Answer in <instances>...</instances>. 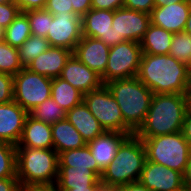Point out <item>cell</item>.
I'll return each mask as SVG.
<instances>
[{
	"instance_id": "1",
	"label": "cell",
	"mask_w": 191,
	"mask_h": 191,
	"mask_svg": "<svg viewBox=\"0 0 191 191\" xmlns=\"http://www.w3.org/2000/svg\"><path fill=\"white\" fill-rule=\"evenodd\" d=\"M137 77L154 94H188L190 76L186 63L169 54H142Z\"/></svg>"
},
{
	"instance_id": "2",
	"label": "cell",
	"mask_w": 191,
	"mask_h": 191,
	"mask_svg": "<svg viewBox=\"0 0 191 191\" xmlns=\"http://www.w3.org/2000/svg\"><path fill=\"white\" fill-rule=\"evenodd\" d=\"M189 105L187 94H153L145 121L135 134L155 137L182 131Z\"/></svg>"
},
{
	"instance_id": "3",
	"label": "cell",
	"mask_w": 191,
	"mask_h": 191,
	"mask_svg": "<svg viewBox=\"0 0 191 191\" xmlns=\"http://www.w3.org/2000/svg\"><path fill=\"white\" fill-rule=\"evenodd\" d=\"M121 109L123 133L135 134L145 121L153 92L137 76L105 84Z\"/></svg>"
},
{
	"instance_id": "4",
	"label": "cell",
	"mask_w": 191,
	"mask_h": 191,
	"mask_svg": "<svg viewBox=\"0 0 191 191\" xmlns=\"http://www.w3.org/2000/svg\"><path fill=\"white\" fill-rule=\"evenodd\" d=\"M146 160L142 139L131 134L121 143L115 158L103 170L100 181L103 186L114 188L137 182Z\"/></svg>"
},
{
	"instance_id": "5",
	"label": "cell",
	"mask_w": 191,
	"mask_h": 191,
	"mask_svg": "<svg viewBox=\"0 0 191 191\" xmlns=\"http://www.w3.org/2000/svg\"><path fill=\"white\" fill-rule=\"evenodd\" d=\"M16 167L20 184H55L58 153L53 148L16 147Z\"/></svg>"
},
{
	"instance_id": "6",
	"label": "cell",
	"mask_w": 191,
	"mask_h": 191,
	"mask_svg": "<svg viewBox=\"0 0 191 191\" xmlns=\"http://www.w3.org/2000/svg\"><path fill=\"white\" fill-rule=\"evenodd\" d=\"M139 138L144 143L147 161L184 173L191 153V145L182 131Z\"/></svg>"
},
{
	"instance_id": "7",
	"label": "cell",
	"mask_w": 191,
	"mask_h": 191,
	"mask_svg": "<svg viewBox=\"0 0 191 191\" xmlns=\"http://www.w3.org/2000/svg\"><path fill=\"white\" fill-rule=\"evenodd\" d=\"M52 78L23 68L13 76V100L28 113L51 97Z\"/></svg>"
},
{
	"instance_id": "8",
	"label": "cell",
	"mask_w": 191,
	"mask_h": 191,
	"mask_svg": "<svg viewBox=\"0 0 191 191\" xmlns=\"http://www.w3.org/2000/svg\"><path fill=\"white\" fill-rule=\"evenodd\" d=\"M142 49L140 43L123 41L110 47L108 63L104 72V85L112 80L138 75Z\"/></svg>"
},
{
	"instance_id": "9",
	"label": "cell",
	"mask_w": 191,
	"mask_h": 191,
	"mask_svg": "<svg viewBox=\"0 0 191 191\" xmlns=\"http://www.w3.org/2000/svg\"><path fill=\"white\" fill-rule=\"evenodd\" d=\"M83 101L105 131L123 133L121 109L106 85L84 94Z\"/></svg>"
},
{
	"instance_id": "10",
	"label": "cell",
	"mask_w": 191,
	"mask_h": 191,
	"mask_svg": "<svg viewBox=\"0 0 191 191\" xmlns=\"http://www.w3.org/2000/svg\"><path fill=\"white\" fill-rule=\"evenodd\" d=\"M150 14L121 7L113 11L115 45L123 41L140 43L150 25Z\"/></svg>"
},
{
	"instance_id": "11",
	"label": "cell",
	"mask_w": 191,
	"mask_h": 191,
	"mask_svg": "<svg viewBox=\"0 0 191 191\" xmlns=\"http://www.w3.org/2000/svg\"><path fill=\"white\" fill-rule=\"evenodd\" d=\"M46 39L51 47L74 51L82 39V17L73 12L54 15Z\"/></svg>"
},
{
	"instance_id": "12",
	"label": "cell",
	"mask_w": 191,
	"mask_h": 191,
	"mask_svg": "<svg viewBox=\"0 0 191 191\" xmlns=\"http://www.w3.org/2000/svg\"><path fill=\"white\" fill-rule=\"evenodd\" d=\"M139 182L151 191H176L184 186L181 172L147 160Z\"/></svg>"
},
{
	"instance_id": "13",
	"label": "cell",
	"mask_w": 191,
	"mask_h": 191,
	"mask_svg": "<svg viewBox=\"0 0 191 191\" xmlns=\"http://www.w3.org/2000/svg\"><path fill=\"white\" fill-rule=\"evenodd\" d=\"M110 47L99 39L84 37L78 42L73 51L84 65L101 77L104 85V72L108 63Z\"/></svg>"
},
{
	"instance_id": "14",
	"label": "cell",
	"mask_w": 191,
	"mask_h": 191,
	"mask_svg": "<svg viewBox=\"0 0 191 191\" xmlns=\"http://www.w3.org/2000/svg\"><path fill=\"white\" fill-rule=\"evenodd\" d=\"M191 9V0L154 7L150 13L151 24L172 33L183 32Z\"/></svg>"
},
{
	"instance_id": "15",
	"label": "cell",
	"mask_w": 191,
	"mask_h": 191,
	"mask_svg": "<svg viewBox=\"0 0 191 191\" xmlns=\"http://www.w3.org/2000/svg\"><path fill=\"white\" fill-rule=\"evenodd\" d=\"M112 21L113 11L91 8L82 16V36L99 39L109 47L115 46Z\"/></svg>"
},
{
	"instance_id": "16",
	"label": "cell",
	"mask_w": 191,
	"mask_h": 191,
	"mask_svg": "<svg viewBox=\"0 0 191 191\" xmlns=\"http://www.w3.org/2000/svg\"><path fill=\"white\" fill-rule=\"evenodd\" d=\"M29 113L14 100L0 104V141L17 146Z\"/></svg>"
},
{
	"instance_id": "17",
	"label": "cell",
	"mask_w": 191,
	"mask_h": 191,
	"mask_svg": "<svg viewBox=\"0 0 191 191\" xmlns=\"http://www.w3.org/2000/svg\"><path fill=\"white\" fill-rule=\"evenodd\" d=\"M60 78L67 81L83 95L99 89L103 85L101 77L92 69L84 65L73 54L62 69Z\"/></svg>"
},
{
	"instance_id": "18",
	"label": "cell",
	"mask_w": 191,
	"mask_h": 191,
	"mask_svg": "<svg viewBox=\"0 0 191 191\" xmlns=\"http://www.w3.org/2000/svg\"><path fill=\"white\" fill-rule=\"evenodd\" d=\"M73 54V51L63 47H49L45 52L33 59L26 67L31 72L49 78L60 77L62 69Z\"/></svg>"
},
{
	"instance_id": "19",
	"label": "cell",
	"mask_w": 191,
	"mask_h": 191,
	"mask_svg": "<svg viewBox=\"0 0 191 191\" xmlns=\"http://www.w3.org/2000/svg\"><path fill=\"white\" fill-rule=\"evenodd\" d=\"M131 134L104 131L87 145L95 158L98 167L103 171L115 158L121 143Z\"/></svg>"
},
{
	"instance_id": "20",
	"label": "cell",
	"mask_w": 191,
	"mask_h": 191,
	"mask_svg": "<svg viewBox=\"0 0 191 191\" xmlns=\"http://www.w3.org/2000/svg\"><path fill=\"white\" fill-rule=\"evenodd\" d=\"M57 190L103 186L100 177L91 169L58 166Z\"/></svg>"
},
{
	"instance_id": "21",
	"label": "cell",
	"mask_w": 191,
	"mask_h": 191,
	"mask_svg": "<svg viewBox=\"0 0 191 191\" xmlns=\"http://www.w3.org/2000/svg\"><path fill=\"white\" fill-rule=\"evenodd\" d=\"M16 147L53 148L51 125L27 116L21 138Z\"/></svg>"
},
{
	"instance_id": "22",
	"label": "cell",
	"mask_w": 191,
	"mask_h": 191,
	"mask_svg": "<svg viewBox=\"0 0 191 191\" xmlns=\"http://www.w3.org/2000/svg\"><path fill=\"white\" fill-rule=\"evenodd\" d=\"M65 118L81 134L86 143L105 131L84 101L67 111Z\"/></svg>"
},
{
	"instance_id": "23",
	"label": "cell",
	"mask_w": 191,
	"mask_h": 191,
	"mask_svg": "<svg viewBox=\"0 0 191 191\" xmlns=\"http://www.w3.org/2000/svg\"><path fill=\"white\" fill-rule=\"evenodd\" d=\"M53 149L59 154L84 147L87 143L75 127L65 118L51 125Z\"/></svg>"
},
{
	"instance_id": "24",
	"label": "cell",
	"mask_w": 191,
	"mask_h": 191,
	"mask_svg": "<svg viewBox=\"0 0 191 191\" xmlns=\"http://www.w3.org/2000/svg\"><path fill=\"white\" fill-rule=\"evenodd\" d=\"M173 33L154 24L149 25L140 46L142 54L162 55L169 54Z\"/></svg>"
},
{
	"instance_id": "25",
	"label": "cell",
	"mask_w": 191,
	"mask_h": 191,
	"mask_svg": "<svg viewBox=\"0 0 191 191\" xmlns=\"http://www.w3.org/2000/svg\"><path fill=\"white\" fill-rule=\"evenodd\" d=\"M58 166H70L88 168L93 170L99 177L102 170L98 167L88 145L78 149H71L58 154Z\"/></svg>"
},
{
	"instance_id": "26",
	"label": "cell",
	"mask_w": 191,
	"mask_h": 191,
	"mask_svg": "<svg viewBox=\"0 0 191 191\" xmlns=\"http://www.w3.org/2000/svg\"><path fill=\"white\" fill-rule=\"evenodd\" d=\"M51 98L67 112L83 101V94L67 81L56 77L52 79Z\"/></svg>"
},
{
	"instance_id": "27",
	"label": "cell",
	"mask_w": 191,
	"mask_h": 191,
	"mask_svg": "<svg viewBox=\"0 0 191 191\" xmlns=\"http://www.w3.org/2000/svg\"><path fill=\"white\" fill-rule=\"evenodd\" d=\"M31 35L29 20L23 12H20L14 21L5 28L4 41L19 48Z\"/></svg>"
},
{
	"instance_id": "28",
	"label": "cell",
	"mask_w": 191,
	"mask_h": 191,
	"mask_svg": "<svg viewBox=\"0 0 191 191\" xmlns=\"http://www.w3.org/2000/svg\"><path fill=\"white\" fill-rule=\"evenodd\" d=\"M29 115L35 120L53 125L60 120H64L66 117V112L50 97L31 110Z\"/></svg>"
},
{
	"instance_id": "29",
	"label": "cell",
	"mask_w": 191,
	"mask_h": 191,
	"mask_svg": "<svg viewBox=\"0 0 191 191\" xmlns=\"http://www.w3.org/2000/svg\"><path fill=\"white\" fill-rule=\"evenodd\" d=\"M49 47L50 44L45 37L31 35L17 48L19 61L23 68H26L33 59L45 52Z\"/></svg>"
},
{
	"instance_id": "30",
	"label": "cell",
	"mask_w": 191,
	"mask_h": 191,
	"mask_svg": "<svg viewBox=\"0 0 191 191\" xmlns=\"http://www.w3.org/2000/svg\"><path fill=\"white\" fill-rule=\"evenodd\" d=\"M22 69L18 49L5 41L0 42V72L14 76Z\"/></svg>"
},
{
	"instance_id": "31",
	"label": "cell",
	"mask_w": 191,
	"mask_h": 191,
	"mask_svg": "<svg viewBox=\"0 0 191 191\" xmlns=\"http://www.w3.org/2000/svg\"><path fill=\"white\" fill-rule=\"evenodd\" d=\"M23 13L29 20L31 34L46 38L54 15L46 9L30 10Z\"/></svg>"
},
{
	"instance_id": "32",
	"label": "cell",
	"mask_w": 191,
	"mask_h": 191,
	"mask_svg": "<svg viewBox=\"0 0 191 191\" xmlns=\"http://www.w3.org/2000/svg\"><path fill=\"white\" fill-rule=\"evenodd\" d=\"M17 177L16 146L0 141V178Z\"/></svg>"
},
{
	"instance_id": "33",
	"label": "cell",
	"mask_w": 191,
	"mask_h": 191,
	"mask_svg": "<svg viewBox=\"0 0 191 191\" xmlns=\"http://www.w3.org/2000/svg\"><path fill=\"white\" fill-rule=\"evenodd\" d=\"M169 55L186 63L191 55V35L186 32L173 33Z\"/></svg>"
},
{
	"instance_id": "34",
	"label": "cell",
	"mask_w": 191,
	"mask_h": 191,
	"mask_svg": "<svg viewBox=\"0 0 191 191\" xmlns=\"http://www.w3.org/2000/svg\"><path fill=\"white\" fill-rule=\"evenodd\" d=\"M20 12L16 3L0 4V26L7 28Z\"/></svg>"
},
{
	"instance_id": "35",
	"label": "cell",
	"mask_w": 191,
	"mask_h": 191,
	"mask_svg": "<svg viewBox=\"0 0 191 191\" xmlns=\"http://www.w3.org/2000/svg\"><path fill=\"white\" fill-rule=\"evenodd\" d=\"M13 101V76L0 72V104Z\"/></svg>"
},
{
	"instance_id": "36",
	"label": "cell",
	"mask_w": 191,
	"mask_h": 191,
	"mask_svg": "<svg viewBox=\"0 0 191 191\" xmlns=\"http://www.w3.org/2000/svg\"><path fill=\"white\" fill-rule=\"evenodd\" d=\"M44 9L53 15L73 12L71 0H47Z\"/></svg>"
},
{
	"instance_id": "37",
	"label": "cell",
	"mask_w": 191,
	"mask_h": 191,
	"mask_svg": "<svg viewBox=\"0 0 191 191\" xmlns=\"http://www.w3.org/2000/svg\"><path fill=\"white\" fill-rule=\"evenodd\" d=\"M123 7L150 14L155 7V0H124Z\"/></svg>"
},
{
	"instance_id": "38",
	"label": "cell",
	"mask_w": 191,
	"mask_h": 191,
	"mask_svg": "<svg viewBox=\"0 0 191 191\" xmlns=\"http://www.w3.org/2000/svg\"><path fill=\"white\" fill-rule=\"evenodd\" d=\"M124 0H92L91 7L93 9H105L115 11L123 7Z\"/></svg>"
},
{
	"instance_id": "39",
	"label": "cell",
	"mask_w": 191,
	"mask_h": 191,
	"mask_svg": "<svg viewBox=\"0 0 191 191\" xmlns=\"http://www.w3.org/2000/svg\"><path fill=\"white\" fill-rule=\"evenodd\" d=\"M47 0H14L21 12L44 9Z\"/></svg>"
},
{
	"instance_id": "40",
	"label": "cell",
	"mask_w": 191,
	"mask_h": 191,
	"mask_svg": "<svg viewBox=\"0 0 191 191\" xmlns=\"http://www.w3.org/2000/svg\"><path fill=\"white\" fill-rule=\"evenodd\" d=\"M73 13L82 17L84 16L92 7V0H71Z\"/></svg>"
},
{
	"instance_id": "41",
	"label": "cell",
	"mask_w": 191,
	"mask_h": 191,
	"mask_svg": "<svg viewBox=\"0 0 191 191\" xmlns=\"http://www.w3.org/2000/svg\"><path fill=\"white\" fill-rule=\"evenodd\" d=\"M19 191H58L56 184H20Z\"/></svg>"
},
{
	"instance_id": "42",
	"label": "cell",
	"mask_w": 191,
	"mask_h": 191,
	"mask_svg": "<svg viewBox=\"0 0 191 191\" xmlns=\"http://www.w3.org/2000/svg\"><path fill=\"white\" fill-rule=\"evenodd\" d=\"M20 183L17 177L0 178V191H19Z\"/></svg>"
},
{
	"instance_id": "43",
	"label": "cell",
	"mask_w": 191,
	"mask_h": 191,
	"mask_svg": "<svg viewBox=\"0 0 191 191\" xmlns=\"http://www.w3.org/2000/svg\"><path fill=\"white\" fill-rule=\"evenodd\" d=\"M182 133H183L185 139L191 145V105L188 106L185 116H184Z\"/></svg>"
},
{
	"instance_id": "44",
	"label": "cell",
	"mask_w": 191,
	"mask_h": 191,
	"mask_svg": "<svg viewBox=\"0 0 191 191\" xmlns=\"http://www.w3.org/2000/svg\"><path fill=\"white\" fill-rule=\"evenodd\" d=\"M119 191H151L139 181L118 187Z\"/></svg>"
},
{
	"instance_id": "45",
	"label": "cell",
	"mask_w": 191,
	"mask_h": 191,
	"mask_svg": "<svg viewBox=\"0 0 191 191\" xmlns=\"http://www.w3.org/2000/svg\"><path fill=\"white\" fill-rule=\"evenodd\" d=\"M183 180H184L185 186L191 187V153L188 158V162H187L185 171L183 173Z\"/></svg>"
},
{
	"instance_id": "46",
	"label": "cell",
	"mask_w": 191,
	"mask_h": 191,
	"mask_svg": "<svg viewBox=\"0 0 191 191\" xmlns=\"http://www.w3.org/2000/svg\"><path fill=\"white\" fill-rule=\"evenodd\" d=\"M102 186H89L87 188H74L67 190H58V191H98Z\"/></svg>"
},
{
	"instance_id": "47",
	"label": "cell",
	"mask_w": 191,
	"mask_h": 191,
	"mask_svg": "<svg viewBox=\"0 0 191 191\" xmlns=\"http://www.w3.org/2000/svg\"><path fill=\"white\" fill-rule=\"evenodd\" d=\"M181 1H186V0H155V7H161L166 4H172Z\"/></svg>"
},
{
	"instance_id": "48",
	"label": "cell",
	"mask_w": 191,
	"mask_h": 191,
	"mask_svg": "<svg viewBox=\"0 0 191 191\" xmlns=\"http://www.w3.org/2000/svg\"><path fill=\"white\" fill-rule=\"evenodd\" d=\"M184 32L191 35V9H190V12H189V15H188V19L186 21V26H185Z\"/></svg>"
},
{
	"instance_id": "49",
	"label": "cell",
	"mask_w": 191,
	"mask_h": 191,
	"mask_svg": "<svg viewBox=\"0 0 191 191\" xmlns=\"http://www.w3.org/2000/svg\"><path fill=\"white\" fill-rule=\"evenodd\" d=\"M98 191H119L118 188L102 186Z\"/></svg>"
},
{
	"instance_id": "50",
	"label": "cell",
	"mask_w": 191,
	"mask_h": 191,
	"mask_svg": "<svg viewBox=\"0 0 191 191\" xmlns=\"http://www.w3.org/2000/svg\"><path fill=\"white\" fill-rule=\"evenodd\" d=\"M186 66H187V71L189 73V76L191 77V55L186 62Z\"/></svg>"
},
{
	"instance_id": "51",
	"label": "cell",
	"mask_w": 191,
	"mask_h": 191,
	"mask_svg": "<svg viewBox=\"0 0 191 191\" xmlns=\"http://www.w3.org/2000/svg\"><path fill=\"white\" fill-rule=\"evenodd\" d=\"M4 32H5V29L0 26V42L4 41Z\"/></svg>"
},
{
	"instance_id": "52",
	"label": "cell",
	"mask_w": 191,
	"mask_h": 191,
	"mask_svg": "<svg viewBox=\"0 0 191 191\" xmlns=\"http://www.w3.org/2000/svg\"><path fill=\"white\" fill-rule=\"evenodd\" d=\"M188 99H189V104L191 105V77H190V83H189V89H188Z\"/></svg>"
},
{
	"instance_id": "53",
	"label": "cell",
	"mask_w": 191,
	"mask_h": 191,
	"mask_svg": "<svg viewBox=\"0 0 191 191\" xmlns=\"http://www.w3.org/2000/svg\"><path fill=\"white\" fill-rule=\"evenodd\" d=\"M176 191H191V187H187V186H183L182 188H180L179 190Z\"/></svg>"
},
{
	"instance_id": "54",
	"label": "cell",
	"mask_w": 191,
	"mask_h": 191,
	"mask_svg": "<svg viewBox=\"0 0 191 191\" xmlns=\"http://www.w3.org/2000/svg\"><path fill=\"white\" fill-rule=\"evenodd\" d=\"M14 3V0H0V4Z\"/></svg>"
}]
</instances>
